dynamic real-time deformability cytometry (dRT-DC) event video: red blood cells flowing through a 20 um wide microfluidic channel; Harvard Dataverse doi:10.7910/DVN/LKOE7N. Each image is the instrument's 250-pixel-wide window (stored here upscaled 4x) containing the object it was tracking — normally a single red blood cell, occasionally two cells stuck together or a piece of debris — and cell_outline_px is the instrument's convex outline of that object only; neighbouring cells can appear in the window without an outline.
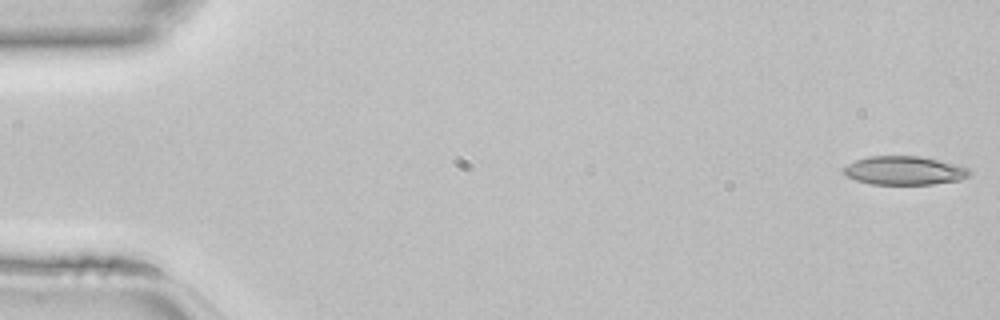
{"species": "common noctule bat (a hibernating species)", "species_latin": "Nyctalus noctula", "temperature_condition": "room temperature", "stored_images_in_passage": 45, "camera_frame_rate_fps": 3000, "um_per_image_px": 0.085, "animal": {"sex": "female", "body_mass_g": 22.7, "forearm_length_mm": 54.2}, "frame": {"image": 1, "passage_image": 1, "time_ms": 0.0, "image_size_px": [1000, 320], "cell_outline_px": [[972, 172], [968, 176], [960, 180], [932, 184], [872, 184], [856, 180], [848, 176], [840, 168], [856, 160], [868, 156], [920, 156], [940, 160], [968, 168]], "centroid_in_image_um": [76.86, 14.49], "position_along_channel_um": 8.1, "area_um2": 20.98}}
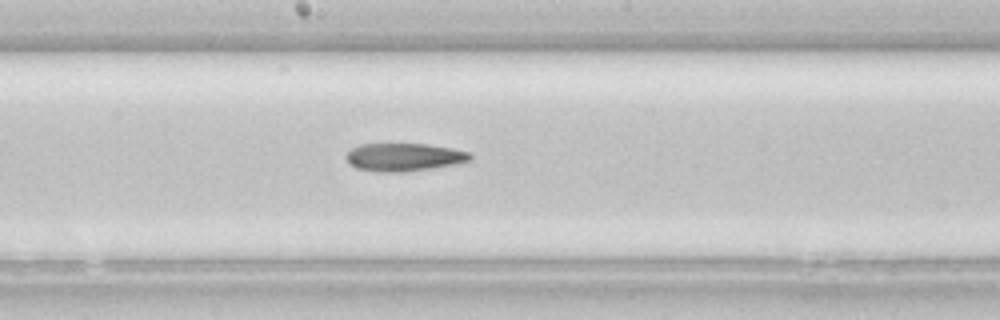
{"frame": {"image": 2, "passage_image": 24, "time_ms": 7.667, "image_size_px": [1000, 320], "cell_outline_px": [[472, 160], [456, 164], [432, 168], [404, 172], [376, 172], [356, 168], [344, 156], [352, 148], [360, 144], [428, 144], [452, 148], [468, 152], [472, 156]], "centroid_in_image_um": [34.35, 13.36], "position_along_channel_um": 213.9, "area_um2": 20.23}}
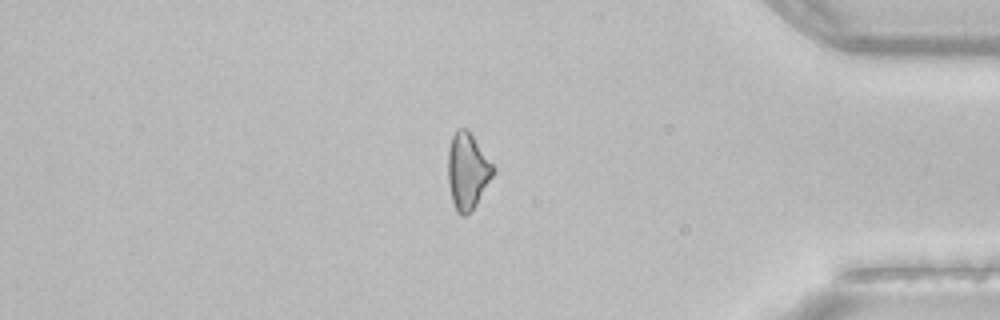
{"frame": {"image": 3, "passage_image": 38, "time_ms": 12.333, "image_size_px": [1000, 320], "cell_outline_px": [[496, 172], [472, 212], [464, 216], [460, 216], [456, 212], [452, 200], [448, 184], [448, 148], [452, 136], [456, 128], [468, 128], [496, 168]], "centroid_in_image_um": [39.75, 14.54], "position_along_channel_um": 395.5, "area_um2": 20.63}}